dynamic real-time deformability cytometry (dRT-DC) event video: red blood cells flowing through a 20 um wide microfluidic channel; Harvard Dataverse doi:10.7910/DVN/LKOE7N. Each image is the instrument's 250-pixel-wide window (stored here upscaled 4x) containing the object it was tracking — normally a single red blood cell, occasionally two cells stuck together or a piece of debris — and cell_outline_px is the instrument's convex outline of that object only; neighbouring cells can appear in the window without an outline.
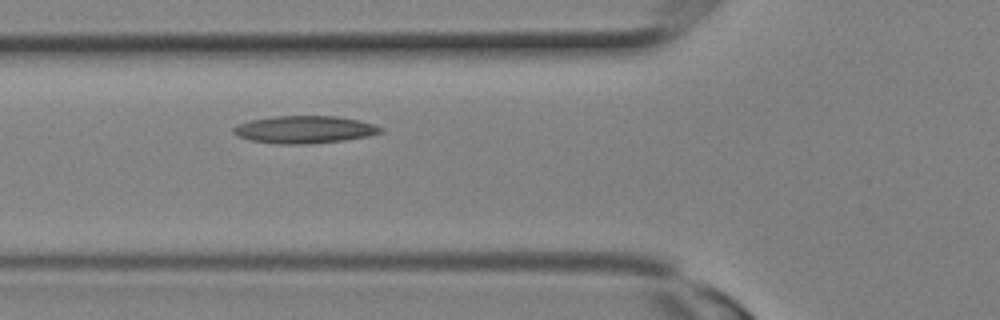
{"species": "Egyptian fruit bat (a non-hibernating species)", "species_latin": "Rousettus aegyptiacus", "temperature_condition": "room temperature", "stored_images_in_passage": 3, "camera_frame_rate_fps": 3000, "um_per_image_px": 0.085, "animal": {"sex": "female"}, "frame": {"image": 1, "passage_image": 3, "time_ms": 0.667, "image_size_px": [1000, 320], "cell_outline_px": [[384, 132], [368, 136], [344, 140], [308, 144], [276, 144], [252, 140], [236, 136], [232, 132], [232, 128], [236, 124], [248, 120], [276, 116], [336, 116], [360, 120], [384, 128]], "centroid_in_image_um": [25.86, 11.01], "position_along_channel_um": 99.9, "area_um2": 23.76}}